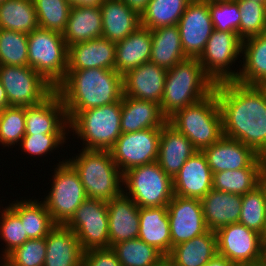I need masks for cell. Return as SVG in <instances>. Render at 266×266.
<instances>
[{
    "mask_svg": "<svg viewBox=\"0 0 266 266\" xmlns=\"http://www.w3.org/2000/svg\"><path fill=\"white\" fill-rule=\"evenodd\" d=\"M153 266H174V263L167 255H165L158 262H156Z\"/></svg>",
    "mask_w": 266,
    "mask_h": 266,
    "instance_id": "53",
    "label": "cell"
},
{
    "mask_svg": "<svg viewBox=\"0 0 266 266\" xmlns=\"http://www.w3.org/2000/svg\"><path fill=\"white\" fill-rule=\"evenodd\" d=\"M265 238H266V227H265V234L263 236V239H265Z\"/></svg>",
    "mask_w": 266,
    "mask_h": 266,
    "instance_id": "60",
    "label": "cell"
},
{
    "mask_svg": "<svg viewBox=\"0 0 266 266\" xmlns=\"http://www.w3.org/2000/svg\"><path fill=\"white\" fill-rule=\"evenodd\" d=\"M240 15V39L266 32V5L255 0H236Z\"/></svg>",
    "mask_w": 266,
    "mask_h": 266,
    "instance_id": "42",
    "label": "cell"
},
{
    "mask_svg": "<svg viewBox=\"0 0 266 266\" xmlns=\"http://www.w3.org/2000/svg\"><path fill=\"white\" fill-rule=\"evenodd\" d=\"M139 222L138 238L168 255L171 252V235L167 206L139 207Z\"/></svg>",
    "mask_w": 266,
    "mask_h": 266,
    "instance_id": "29",
    "label": "cell"
},
{
    "mask_svg": "<svg viewBox=\"0 0 266 266\" xmlns=\"http://www.w3.org/2000/svg\"><path fill=\"white\" fill-rule=\"evenodd\" d=\"M129 8L136 10L140 15L147 8L150 0H122Z\"/></svg>",
    "mask_w": 266,
    "mask_h": 266,
    "instance_id": "49",
    "label": "cell"
},
{
    "mask_svg": "<svg viewBox=\"0 0 266 266\" xmlns=\"http://www.w3.org/2000/svg\"><path fill=\"white\" fill-rule=\"evenodd\" d=\"M213 189V173L202 151H197L173 179L174 195L202 199Z\"/></svg>",
    "mask_w": 266,
    "mask_h": 266,
    "instance_id": "20",
    "label": "cell"
},
{
    "mask_svg": "<svg viewBox=\"0 0 266 266\" xmlns=\"http://www.w3.org/2000/svg\"><path fill=\"white\" fill-rule=\"evenodd\" d=\"M102 11V37L118 42L125 39L141 26L140 14L129 8L122 0H103L100 6Z\"/></svg>",
    "mask_w": 266,
    "mask_h": 266,
    "instance_id": "27",
    "label": "cell"
},
{
    "mask_svg": "<svg viewBox=\"0 0 266 266\" xmlns=\"http://www.w3.org/2000/svg\"><path fill=\"white\" fill-rule=\"evenodd\" d=\"M177 25L185 56L199 58L214 30L208 1L191 0Z\"/></svg>",
    "mask_w": 266,
    "mask_h": 266,
    "instance_id": "15",
    "label": "cell"
},
{
    "mask_svg": "<svg viewBox=\"0 0 266 266\" xmlns=\"http://www.w3.org/2000/svg\"><path fill=\"white\" fill-rule=\"evenodd\" d=\"M0 266H7L0 260Z\"/></svg>",
    "mask_w": 266,
    "mask_h": 266,
    "instance_id": "59",
    "label": "cell"
},
{
    "mask_svg": "<svg viewBox=\"0 0 266 266\" xmlns=\"http://www.w3.org/2000/svg\"><path fill=\"white\" fill-rule=\"evenodd\" d=\"M197 151L184 134L167 122L161 130L156 162L168 176L174 179L185 162Z\"/></svg>",
    "mask_w": 266,
    "mask_h": 266,
    "instance_id": "23",
    "label": "cell"
},
{
    "mask_svg": "<svg viewBox=\"0 0 266 266\" xmlns=\"http://www.w3.org/2000/svg\"><path fill=\"white\" fill-rule=\"evenodd\" d=\"M121 104L122 133L162 128L167 123V118L162 114L160 104L153 101L123 96Z\"/></svg>",
    "mask_w": 266,
    "mask_h": 266,
    "instance_id": "26",
    "label": "cell"
},
{
    "mask_svg": "<svg viewBox=\"0 0 266 266\" xmlns=\"http://www.w3.org/2000/svg\"><path fill=\"white\" fill-rule=\"evenodd\" d=\"M242 53L238 33L213 30L198 58L204 73L215 83L235 81L240 70H231ZM237 71V72H235Z\"/></svg>",
    "mask_w": 266,
    "mask_h": 266,
    "instance_id": "10",
    "label": "cell"
},
{
    "mask_svg": "<svg viewBox=\"0 0 266 266\" xmlns=\"http://www.w3.org/2000/svg\"><path fill=\"white\" fill-rule=\"evenodd\" d=\"M241 54L243 65L235 81L260 86L266 81V32L243 40Z\"/></svg>",
    "mask_w": 266,
    "mask_h": 266,
    "instance_id": "31",
    "label": "cell"
},
{
    "mask_svg": "<svg viewBox=\"0 0 266 266\" xmlns=\"http://www.w3.org/2000/svg\"><path fill=\"white\" fill-rule=\"evenodd\" d=\"M209 12L215 30L235 32L240 38V13L236 0L208 2Z\"/></svg>",
    "mask_w": 266,
    "mask_h": 266,
    "instance_id": "46",
    "label": "cell"
},
{
    "mask_svg": "<svg viewBox=\"0 0 266 266\" xmlns=\"http://www.w3.org/2000/svg\"><path fill=\"white\" fill-rule=\"evenodd\" d=\"M53 173L50 191L43 202L54 223L65 225L88 197L78 173L66 160L59 161Z\"/></svg>",
    "mask_w": 266,
    "mask_h": 266,
    "instance_id": "9",
    "label": "cell"
},
{
    "mask_svg": "<svg viewBox=\"0 0 266 266\" xmlns=\"http://www.w3.org/2000/svg\"><path fill=\"white\" fill-rule=\"evenodd\" d=\"M25 130V107L8 106L0 112V143L3 147L20 144Z\"/></svg>",
    "mask_w": 266,
    "mask_h": 266,
    "instance_id": "43",
    "label": "cell"
},
{
    "mask_svg": "<svg viewBox=\"0 0 266 266\" xmlns=\"http://www.w3.org/2000/svg\"><path fill=\"white\" fill-rule=\"evenodd\" d=\"M217 253V236L214 231L180 243L167 255L174 266H205Z\"/></svg>",
    "mask_w": 266,
    "mask_h": 266,
    "instance_id": "33",
    "label": "cell"
},
{
    "mask_svg": "<svg viewBox=\"0 0 266 266\" xmlns=\"http://www.w3.org/2000/svg\"><path fill=\"white\" fill-rule=\"evenodd\" d=\"M82 266H121V263L111 247L94 248L84 252Z\"/></svg>",
    "mask_w": 266,
    "mask_h": 266,
    "instance_id": "48",
    "label": "cell"
},
{
    "mask_svg": "<svg viewBox=\"0 0 266 266\" xmlns=\"http://www.w3.org/2000/svg\"><path fill=\"white\" fill-rule=\"evenodd\" d=\"M121 100L78 112L69 121V130L83 141L85 150H110L121 132Z\"/></svg>",
    "mask_w": 266,
    "mask_h": 266,
    "instance_id": "6",
    "label": "cell"
},
{
    "mask_svg": "<svg viewBox=\"0 0 266 266\" xmlns=\"http://www.w3.org/2000/svg\"><path fill=\"white\" fill-rule=\"evenodd\" d=\"M167 122L184 134L198 151L223 136L222 116L214 91L205 99L176 111Z\"/></svg>",
    "mask_w": 266,
    "mask_h": 266,
    "instance_id": "5",
    "label": "cell"
},
{
    "mask_svg": "<svg viewBox=\"0 0 266 266\" xmlns=\"http://www.w3.org/2000/svg\"><path fill=\"white\" fill-rule=\"evenodd\" d=\"M256 2L263 3L266 5V0H255Z\"/></svg>",
    "mask_w": 266,
    "mask_h": 266,
    "instance_id": "58",
    "label": "cell"
},
{
    "mask_svg": "<svg viewBox=\"0 0 266 266\" xmlns=\"http://www.w3.org/2000/svg\"><path fill=\"white\" fill-rule=\"evenodd\" d=\"M0 80L6 91L9 106L37 105L55 90L29 66L0 65Z\"/></svg>",
    "mask_w": 266,
    "mask_h": 266,
    "instance_id": "11",
    "label": "cell"
},
{
    "mask_svg": "<svg viewBox=\"0 0 266 266\" xmlns=\"http://www.w3.org/2000/svg\"><path fill=\"white\" fill-rule=\"evenodd\" d=\"M249 266H262L261 264H258V265H249Z\"/></svg>",
    "mask_w": 266,
    "mask_h": 266,
    "instance_id": "61",
    "label": "cell"
},
{
    "mask_svg": "<svg viewBox=\"0 0 266 266\" xmlns=\"http://www.w3.org/2000/svg\"><path fill=\"white\" fill-rule=\"evenodd\" d=\"M151 37L150 62L168 70L187 59L182 48L178 25L152 29Z\"/></svg>",
    "mask_w": 266,
    "mask_h": 266,
    "instance_id": "32",
    "label": "cell"
},
{
    "mask_svg": "<svg viewBox=\"0 0 266 266\" xmlns=\"http://www.w3.org/2000/svg\"><path fill=\"white\" fill-rule=\"evenodd\" d=\"M39 27L63 33L71 5L67 0H33Z\"/></svg>",
    "mask_w": 266,
    "mask_h": 266,
    "instance_id": "40",
    "label": "cell"
},
{
    "mask_svg": "<svg viewBox=\"0 0 266 266\" xmlns=\"http://www.w3.org/2000/svg\"><path fill=\"white\" fill-rule=\"evenodd\" d=\"M0 65L28 66V34L0 29Z\"/></svg>",
    "mask_w": 266,
    "mask_h": 266,
    "instance_id": "41",
    "label": "cell"
},
{
    "mask_svg": "<svg viewBox=\"0 0 266 266\" xmlns=\"http://www.w3.org/2000/svg\"><path fill=\"white\" fill-rule=\"evenodd\" d=\"M167 209L171 249L208 231L200 199L174 195Z\"/></svg>",
    "mask_w": 266,
    "mask_h": 266,
    "instance_id": "16",
    "label": "cell"
},
{
    "mask_svg": "<svg viewBox=\"0 0 266 266\" xmlns=\"http://www.w3.org/2000/svg\"><path fill=\"white\" fill-rule=\"evenodd\" d=\"M103 22L100 7H71L62 33L67 46L102 37Z\"/></svg>",
    "mask_w": 266,
    "mask_h": 266,
    "instance_id": "30",
    "label": "cell"
},
{
    "mask_svg": "<svg viewBox=\"0 0 266 266\" xmlns=\"http://www.w3.org/2000/svg\"><path fill=\"white\" fill-rule=\"evenodd\" d=\"M167 71L155 63L146 62L126 72L122 75L123 96L160 104L163 98Z\"/></svg>",
    "mask_w": 266,
    "mask_h": 266,
    "instance_id": "19",
    "label": "cell"
},
{
    "mask_svg": "<svg viewBox=\"0 0 266 266\" xmlns=\"http://www.w3.org/2000/svg\"><path fill=\"white\" fill-rule=\"evenodd\" d=\"M260 264L266 266V238L262 242V258Z\"/></svg>",
    "mask_w": 266,
    "mask_h": 266,
    "instance_id": "55",
    "label": "cell"
},
{
    "mask_svg": "<svg viewBox=\"0 0 266 266\" xmlns=\"http://www.w3.org/2000/svg\"><path fill=\"white\" fill-rule=\"evenodd\" d=\"M46 238V256L43 266H82L84 251L70 228L56 225Z\"/></svg>",
    "mask_w": 266,
    "mask_h": 266,
    "instance_id": "24",
    "label": "cell"
},
{
    "mask_svg": "<svg viewBox=\"0 0 266 266\" xmlns=\"http://www.w3.org/2000/svg\"><path fill=\"white\" fill-rule=\"evenodd\" d=\"M212 173L242 168H262L266 158L237 139L222 136L202 150Z\"/></svg>",
    "mask_w": 266,
    "mask_h": 266,
    "instance_id": "17",
    "label": "cell"
},
{
    "mask_svg": "<svg viewBox=\"0 0 266 266\" xmlns=\"http://www.w3.org/2000/svg\"><path fill=\"white\" fill-rule=\"evenodd\" d=\"M151 29L139 26L125 39L116 42L115 70L124 75L139 65L150 62Z\"/></svg>",
    "mask_w": 266,
    "mask_h": 266,
    "instance_id": "28",
    "label": "cell"
},
{
    "mask_svg": "<svg viewBox=\"0 0 266 266\" xmlns=\"http://www.w3.org/2000/svg\"><path fill=\"white\" fill-rule=\"evenodd\" d=\"M68 135L69 134L24 135L19 147H21L25 153L31 156L33 155V158L36 157L35 155L42 157L43 154L44 156L48 152V154H51L54 149L57 150L56 148L65 144L64 142H66V136L68 137Z\"/></svg>",
    "mask_w": 266,
    "mask_h": 266,
    "instance_id": "47",
    "label": "cell"
},
{
    "mask_svg": "<svg viewBox=\"0 0 266 266\" xmlns=\"http://www.w3.org/2000/svg\"><path fill=\"white\" fill-rule=\"evenodd\" d=\"M8 205L19 216L29 239L44 238L56 226L43 201L31 198Z\"/></svg>",
    "mask_w": 266,
    "mask_h": 266,
    "instance_id": "34",
    "label": "cell"
},
{
    "mask_svg": "<svg viewBox=\"0 0 266 266\" xmlns=\"http://www.w3.org/2000/svg\"><path fill=\"white\" fill-rule=\"evenodd\" d=\"M116 43L104 37L68 47L67 70L105 68L115 70Z\"/></svg>",
    "mask_w": 266,
    "mask_h": 266,
    "instance_id": "22",
    "label": "cell"
},
{
    "mask_svg": "<svg viewBox=\"0 0 266 266\" xmlns=\"http://www.w3.org/2000/svg\"><path fill=\"white\" fill-rule=\"evenodd\" d=\"M201 203L208 230L216 232L224 226L239 222L242 195L211 189L201 199Z\"/></svg>",
    "mask_w": 266,
    "mask_h": 266,
    "instance_id": "25",
    "label": "cell"
},
{
    "mask_svg": "<svg viewBox=\"0 0 266 266\" xmlns=\"http://www.w3.org/2000/svg\"><path fill=\"white\" fill-rule=\"evenodd\" d=\"M77 236L83 251L109 247L107 202L87 198L65 224Z\"/></svg>",
    "mask_w": 266,
    "mask_h": 266,
    "instance_id": "12",
    "label": "cell"
},
{
    "mask_svg": "<svg viewBox=\"0 0 266 266\" xmlns=\"http://www.w3.org/2000/svg\"><path fill=\"white\" fill-rule=\"evenodd\" d=\"M25 122V135L69 134L65 107L56 90L41 103L25 107Z\"/></svg>",
    "mask_w": 266,
    "mask_h": 266,
    "instance_id": "18",
    "label": "cell"
},
{
    "mask_svg": "<svg viewBox=\"0 0 266 266\" xmlns=\"http://www.w3.org/2000/svg\"><path fill=\"white\" fill-rule=\"evenodd\" d=\"M213 91L222 116L223 135L266 158V93L262 87L226 81L215 84Z\"/></svg>",
    "mask_w": 266,
    "mask_h": 266,
    "instance_id": "1",
    "label": "cell"
},
{
    "mask_svg": "<svg viewBox=\"0 0 266 266\" xmlns=\"http://www.w3.org/2000/svg\"><path fill=\"white\" fill-rule=\"evenodd\" d=\"M214 86L198 58H187L177 63L166 74L160 102L162 114L168 119L176 111L205 99L213 92Z\"/></svg>",
    "mask_w": 266,
    "mask_h": 266,
    "instance_id": "3",
    "label": "cell"
},
{
    "mask_svg": "<svg viewBox=\"0 0 266 266\" xmlns=\"http://www.w3.org/2000/svg\"><path fill=\"white\" fill-rule=\"evenodd\" d=\"M8 106L9 104H8V98L6 95V91L4 87L2 86V83L0 80V112Z\"/></svg>",
    "mask_w": 266,
    "mask_h": 266,
    "instance_id": "52",
    "label": "cell"
},
{
    "mask_svg": "<svg viewBox=\"0 0 266 266\" xmlns=\"http://www.w3.org/2000/svg\"><path fill=\"white\" fill-rule=\"evenodd\" d=\"M208 2H226V1H234V0H205Z\"/></svg>",
    "mask_w": 266,
    "mask_h": 266,
    "instance_id": "56",
    "label": "cell"
},
{
    "mask_svg": "<svg viewBox=\"0 0 266 266\" xmlns=\"http://www.w3.org/2000/svg\"><path fill=\"white\" fill-rule=\"evenodd\" d=\"M39 28L33 0H4L0 3V29L30 34Z\"/></svg>",
    "mask_w": 266,
    "mask_h": 266,
    "instance_id": "35",
    "label": "cell"
},
{
    "mask_svg": "<svg viewBox=\"0 0 266 266\" xmlns=\"http://www.w3.org/2000/svg\"><path fill=\"white\" fill-rule=\"evenodd\" d=\"M262 168H242L213 173V189L245 195L260 185Z\"/></svg>",
    "mask_w": 266,
    "mask_h": 266,
    "instance_id": "37",
    "label": "cell"
},
{
    "mask_svg": "<svg viewBox=\"0 0 266 266\" xmlns=\"http://www.w3.org/2000/svg\"><path fill=\"white\" fill-rule=\"evenodd\" d=\"M45 256L46 238L29 239L2 262L7 266H43Z\"/></svg>",
    "mask_w": 266,
    "mask_h": 266,
    "instance_id": "45",
    "label": "cell"
},
{
    "mask_svg": "<svg viewBox=\"0 0 266 266\" xmlns=\"http://www.w3.org/2000/svg\"><path fill=\"white\" fill-rule=\"evenodd\" d=\"M62 98L68 122L80 111L113 104L123 98V78L116 70H67L55 88Z\"/></svg>",
    "mask_w": 266,
    "mask_h": 266,
    "instance_id": "2",
    "label": "cell"
},
{
    "mask_svg": "<svg viewBox=\"0 0 266 266\" xmlns=\"http://www.w3.org/2000/svg\"><path fill=\"white\" fill-rule=\"evenodd\" d=\"M260 186L265 190V194H266V161L260 173Z\"/></svg>",
    "mask_w": 266,
    "mask_h": 266,
    "instance_id": "54",
    "label": "cell"
},
{
    "mask_svg": "<svg viewBox=\"0 0 266 266\" xmlns=\"http://www.w3.org/2000/svg\"><path fill=\"white\" fill-rule=\"evenodd\" d=\"M239 223L264 236L266 227V194L260 185L242 195Z\"/></svg>",
    "mask_w": 266,
    "mask_h": 266,
    "instance_id": "39",
    "label": "cell"
},
{
    "mask_svg": "<svg viewBox=\"0 0 266 266\" xmlns=\"http://www.w3.org/2000/svg\"><path fill=\"white\" fill-rule=\"evenodd\" d=\"M121 266H153L165 255L139 238L119 242L112 247Z\"/></svg>",
    "mask_w": 266,
    "mask_h": 266,
    "instance_id": "38",
    "label": "cell"
},
{
    "mask_svg": "<svg viewBox=\"0 0 266 266\" xmlns=\"http://www.w3.org/2000/svg\"><path fill=\"white\" fill-rule=\"evenodd\" d=\"M260 86L262 87V89H263V90L265 91V93H266V81L263 82Z\"/></svg>",
    "mask_w": 266,
    "mask_h": 266,
    "instance_id": "57",
    "label": "cell"
},
{
    "mask_svg": "<svg viewBox=\"0 0 266 266\" xmlns=\"http://www.w3.org/2000/svg\"><path fill=\"white\" fill-rule=\"evenodd\" d=\"M122 188L142 208L167 206L174 196L173 179L157 162L127 170L123 173Z\"/></svg>",
    "mask_w": 266,
    "mask_h": 266,
    "instance_id": "8",
    "label": "cell"
},
{
    "mask_svg": "<svg viewBox=\"0 0 266 266\" xmlns=\"http://www.w3.org/2000/svg\"><path fill=\"white\" fill-rule=\"evenodd\" d=\"M28 66L56 88L68 68V46L63 35L40 27L28 34Z\"/></svg>",
    "mask_w": 266,
    "mask_h": 266,
    "instance_id": "7",
    "label": "cell"
},
{
    "mask_svg": "<svg viewBox=\"0 0 266 266\" xmlns=\"http://www.w3.org/2000/svg\"><path fill=\"white\" fill-rule=\"evenodd\" d=\"M0 213V238L6 244L1 254L3 258H0L3 261L11 252L29 240V238L19 216L9 206L2 209Z\"/></svg>",
    "mask_w": 266,
    "mask_h": 266,
    "instance_id": "44",
    "label": "cell"
},
{
    "mask_svg": "<svg viewBox=\"0 0 266 266\" xmlns=\"http://www.w3.org/2000/svg\"><path fill=\"white\" fill-rule=\"evenodd\" d=\"M72 7H100L103 0H67Z\"/></svg>",
    "mask_w": 266,
    "mask_h": 266,
    "instance_id": "50",
    "label": "cell"
},
{
    "mask_svg": "<svg viewBox=\"0 0 266 266\" xmlns=\"http://www.w3.org/2000/svg\"><path fill=\"white\" fill-rule=\"evenodd\" d=\"M161 130L149 128L119 136L110 152L122 173L157 161Z\"/></svg>",
    "mask_w": 266,
    "mask_h": 266,
    "instance_id": "13",
    "label": "cell"
},
{
    "mask_svg": "<svg viewBox=\"0 0 266 266\" xmlns=\"http://www.w3.org/2000/svg\"><path fill=\"white\" fill-rule=\"evenodd\" d=\"M217 253L236 266L258 265L262 258L263 236L241 223L218 229Z\"/></svg>",
    "mask_w": 266,
    "mask_h": 266,
    "instance_id": "14",
    "label": "cell"
},
{
    "mask_svg": "<svg viewBox=\"0 0 266 266\" xmlns=\"http://www.w3.org/2000/svg\"><path fill=\"white\" fill-rule=\"evenodd\" d=\"M205 266H236L226 257L216 254Z\"/></svg>",
    "mask_w": 266,
    "mask_h": 266,
    "instance_id": "51",
    "label": "cell"
},
{
    "mask_svg": "<svg viewBox=\"0 0 266 266\" xmlns=\"http://www.w3.org/2000/svg\"><path fill=\"white\" fill-rule=\"evenodd\" d=\"M191 0H150L141 13V26L156 29L177 25Z\"/></svg>",
    "mask_w": 266,
    "mask_h": 266,
    "instance_id": "36",
    "label": "cell"
},
{
    "mask_svg": "<svg viewBox=\"0 0 266 266\" xmlns=\"http://www.w3.org/2000/svg\"><path fill=\"white\" fill-rule=\"evenodd\" d=\"M66 161L75 169L90 199L112 200L123 192V173L110 150H85ZM122 183V184H121Z\"/></svg>",
    "mask_w": 266,
    "mask_h": 266,
    "instance_id": "4",
    "label": "cell"
},
{
    "mask_svg": "<svg viewBox=\"0 0 266 266\" xmlns=\"http://www.w3.org/2000/svg\"><path fill=\"white\" fill-rule=\"evenodd\" d=\"M109 247L119 242L138 238L139 206L124 192L107 201Z\"/></svg>",
    "mask_w": 266,
    "mask_h": 266,
    "instance_id": "21",
    "label": "cell"
}]
</instances>
